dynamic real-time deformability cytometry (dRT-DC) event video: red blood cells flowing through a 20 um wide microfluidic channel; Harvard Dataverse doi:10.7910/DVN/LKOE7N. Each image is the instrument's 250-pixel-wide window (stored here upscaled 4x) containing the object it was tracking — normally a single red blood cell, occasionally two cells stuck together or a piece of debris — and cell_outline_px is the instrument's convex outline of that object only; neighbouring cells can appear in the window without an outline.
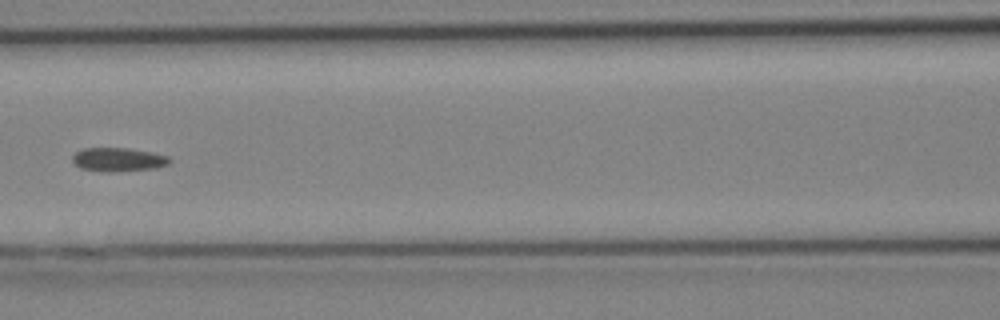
{"species": "Egyptian fruit bat (a non-hibernating species)", "species_latin": "Rousettus aegyptiacus", "temperature_condition": "cold", "stored_images_in_passage": 25, "camera_frame_rate_fps": 3000, "um_per_image_px": 0.085, "animal": {"sex": "female"}, "frame": {"image": 1, "passage_image": 8, "time_ms": 2.333, "image_size_px": [1000, 320], "cell_outline_px": [[172, 160], [168, 164], [156, 168], [112, 172], [104, 172], [80, 168], [72, 160], [72, 156], [76, 152], [84, 148], [128, 148], [152, 152], [168, 156]], "centroid_in_image_um": [10.06, 13.56], "position_along_channel_um": 156.5, "area_um2": 13.47}}
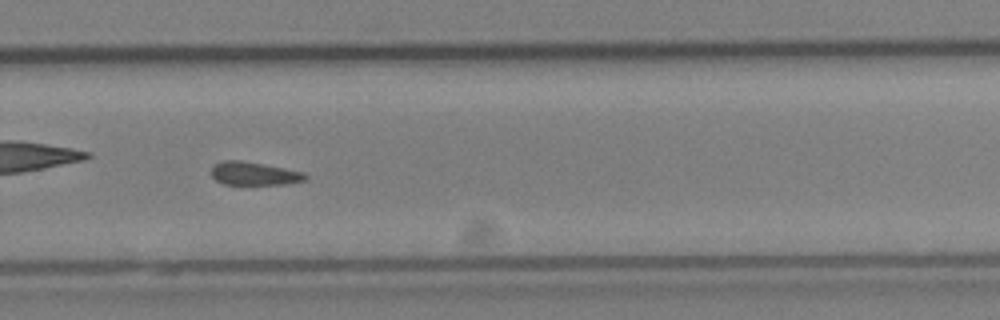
{"frame": {"image": 2, "passage_image": 15, "time_ms": 4.667, "image_size_px": [1000, 320], "cell_outline_px": [[308, 176], [304, 180], [284, 184], [224, 184], [216, 180], [212, 176], [212, 168], [216, 164], [224, 160], [240, 160], [264, 164], [304, 172]], "centroid_in_image_um": [21.6, 14.75], "position_along_channel_um": 308.2, "area_um2": 12.54}}